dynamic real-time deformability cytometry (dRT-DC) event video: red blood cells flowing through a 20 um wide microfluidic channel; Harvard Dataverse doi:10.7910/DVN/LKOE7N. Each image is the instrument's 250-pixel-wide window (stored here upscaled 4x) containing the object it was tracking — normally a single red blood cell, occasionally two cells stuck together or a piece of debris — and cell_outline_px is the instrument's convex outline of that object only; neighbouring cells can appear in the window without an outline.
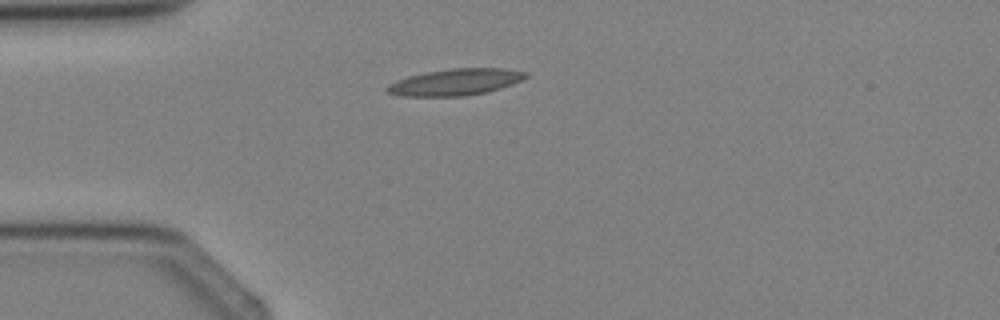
{"species": "Egyptian fruit bat (a non-hibernating species)", "species_latin": "Rousettus aegyptiacus", "temperature_condition": "cold", "stored_images_in_passage": 1, "camera_frame_rate_fps": 3000, "um_per_image_px": 0.085, "animal": {"sex": "female"}, "frame": {"image": 1, "passage_image": 1, "time_ms": 0.0, "image_size_px": [1000, 320], "cell_outline_px": [[528, 76], [512, 84], [488, 92], [464, 96], [400, 96], [388, 92], [384, 88], [388, 84], [396, 80], [408, 76], [424, 72], [452, 68], [504, 68], [528, 72]], "centroid_in_image_um": [38.69, 6.97], "position_along_channel_um": 46.3, "area_um2": 21.56}}